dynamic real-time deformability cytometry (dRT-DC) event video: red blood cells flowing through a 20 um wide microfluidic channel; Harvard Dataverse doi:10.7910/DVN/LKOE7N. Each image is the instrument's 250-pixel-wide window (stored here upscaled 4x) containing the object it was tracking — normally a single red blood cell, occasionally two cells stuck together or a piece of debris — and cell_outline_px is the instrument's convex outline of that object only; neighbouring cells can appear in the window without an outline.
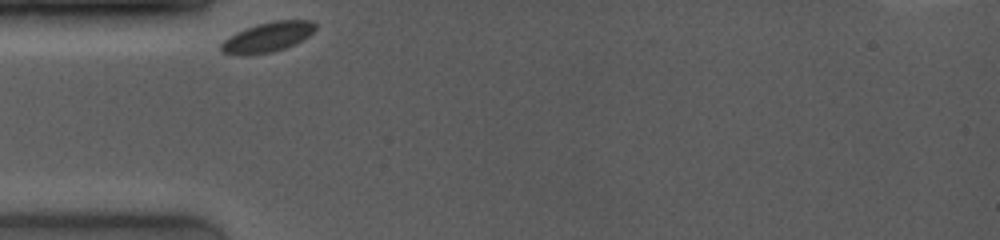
{"species": "common noctule bat (a hibernating species)", "species_latin": "Nyctalus noctula", "temperature_condition": "room temperature", "stored_images_in_passage": 29, "camera_frame_rate_fps": 4000, "um_per_image_px": 0.085, "animal": {"sex": "female", "body_mass_g": 19.0, "forearm_length_mm": 53.3}, "frame": {"image": 1, "passage_image": 1, "time_ms": 0.0, "image_size_px": [1000, 240], "cell_outline_px": [[316, 28], [308, 36], [284, 48], [272, 52], [244, 56], [236, 56], [220, 52], [220, 44], [224, 40], [236, 32], [256, 24], [272, 20], [312, 20], [316, 24]], "centroid_in_image_um": [22.69, 3.16], "position_along_channel_um": 62.3, "area_um2": 16.53}}
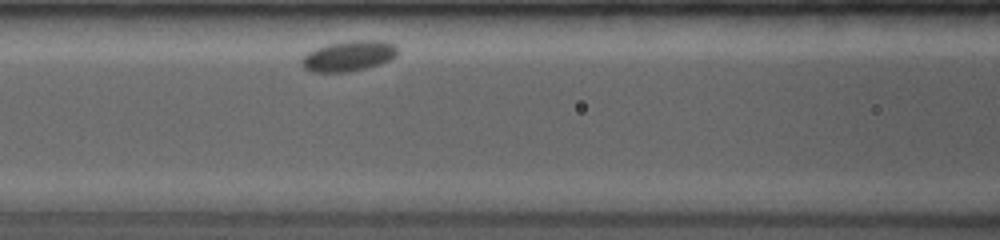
{"frame": {"image": 2, "passage_image": 8, "time_ms": 2.25, "image_size_px": [1000, 240], "cell_outline_px": [[396, 56], [380, 64], [368, 68], [348, 72], [312, 72], [304, 68], [300, 64], [300, 60], [308, 52], [316, 48], [328, 44], [348, 40], [384, 40], [396, 44]], "centroid_in_image_um": [29.63, 4.75], "position_along_channel_um": 137.0, "area_um2": 17.22}}
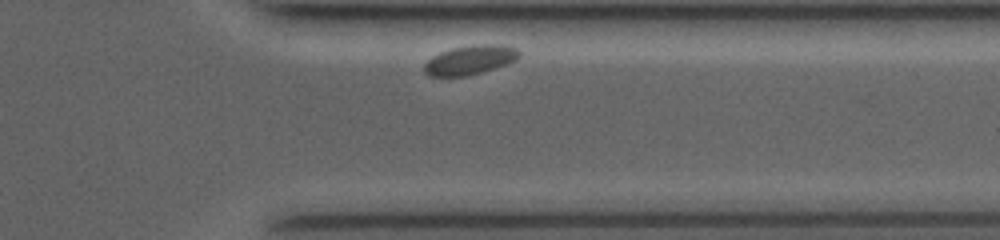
{"frame": {"image": 3, "passage_image": 27, "time_ms": 9.0, "image_size_px": [1000, 240], "cell_outline_px": [[520, 56], [516, 60], [508, 64], [480, 72], [464, 76], [428, 76], [424, 72], [424, 64], [432, 56], [440, 52], [452, 48], [480, 44], [504, 44], [516, 48], [520, 52]], "centroid_in_image_um": [39.97, 5.08], "position_along_channel_um": 371.4, "area_um2": 16.18}, "authors_computed_cell_mechanics": {"area_um2": 16.473, "velocity_mm_per_s": 3.4499, "shape_relaxation_time_tau1_ms": 0.5509, "shape_relaxation_time_tau2_ms": null, "deformation_change_tau1": 0.023, "deformation_change_tau2": null}}